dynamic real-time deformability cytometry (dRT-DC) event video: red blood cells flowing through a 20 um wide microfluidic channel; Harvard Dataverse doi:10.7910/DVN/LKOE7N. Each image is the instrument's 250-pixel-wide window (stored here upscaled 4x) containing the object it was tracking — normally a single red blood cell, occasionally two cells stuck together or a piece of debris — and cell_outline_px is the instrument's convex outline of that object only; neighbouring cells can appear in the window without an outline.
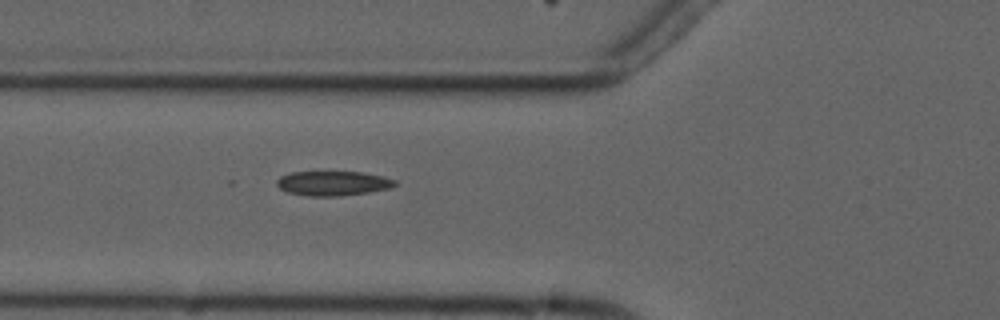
{"species": "common noctule bat (a hibernating species)", "species_latin": "Nyctalus noctula", "temperature_condition": "cold", "stored_images_in_passage": 7, "camera_frame_rate_fps": 3000, "um_per_image_px": 0.085, "animal": {"sex": "male", "forearm_length_mm": 52.5}, "frame": {"image": 1, "passage_image": 7, "time_ms": 6.667, "image_size_px": [1000, 320], "cell_outline_px": [[396, 184], [392, 188], [368, 192], [340, 196], [308, 196], [288, 192], [280, 188], [276, 184], [276, 180], [280, 176], [292, 172], [364, 172], [384, 176], [396, 180]], "centroid_in_image_um": [28.32, 15.58], "position_along_channel_um": 97.5, "area_um2": 16.99}}